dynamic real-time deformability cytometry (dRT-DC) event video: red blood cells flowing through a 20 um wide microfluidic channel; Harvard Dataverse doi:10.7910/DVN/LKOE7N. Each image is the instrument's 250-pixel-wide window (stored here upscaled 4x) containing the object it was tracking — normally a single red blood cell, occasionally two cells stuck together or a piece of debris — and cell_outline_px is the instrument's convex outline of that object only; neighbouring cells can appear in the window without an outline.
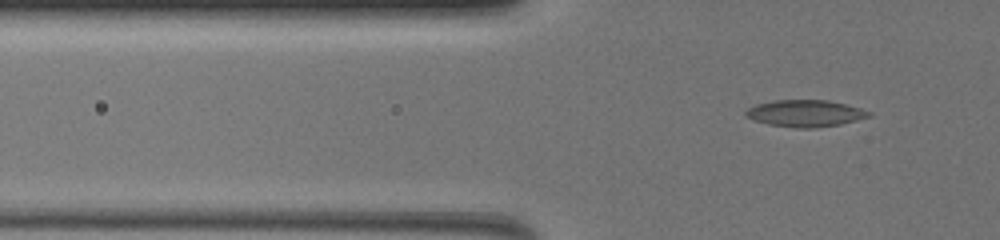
{"species": "common noctule bat (a hibernating species)", "species_latin": "Nyctalus noctula", "temperature_condition": "warm", "stored_images_in_passage": 46, "camera_frame_rate_fps": 3000, "um_per_image_px": 0.085, "animal": {"sex": "female", "body_mass_g": 19.5, "forearm_length_mm": 54.1}, "frame": {"image": 1, "passage_image": 7, "time_ms": 2.0, "image_size_px": [1000, 240], "cell_outline_px": [[872, 116], [840, 124], [812, 128], [796, 128], [768, 124], [752, 120], [744, 116], [744, 112], [748, 108], [756, 104], [776, 100], [828, 100], [860, 108], [872, 112]], "centroid_in_image_um": [68.42, 9.63], "position_along_channel_um": 57.4, "area_um2": 19.25}}
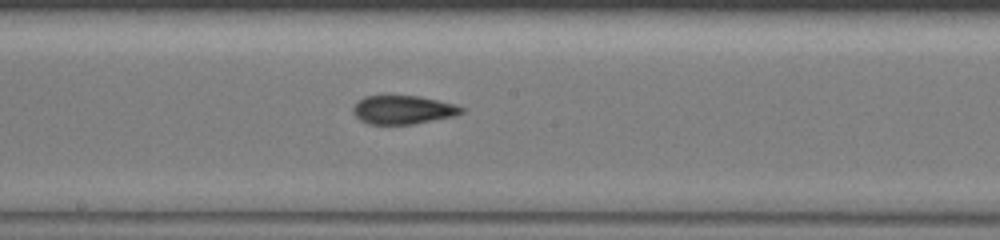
{"frame": {"image": 2, "passage_image": 23, "time_ms": 7.333, "image_size_px": [1000, 240], "cell_outline_px": [[464, 112], [456, 116], [416, 124], [368, 124], [360, 120], [352, 112], [352, 108], [364, 96], [416, 96], [436, 100], [452, 104], [464, 108]], "centroid_in_image_um": [34.26, 9.35], "position_along_channel_um": 213.9, "area_um2": 17.98}}
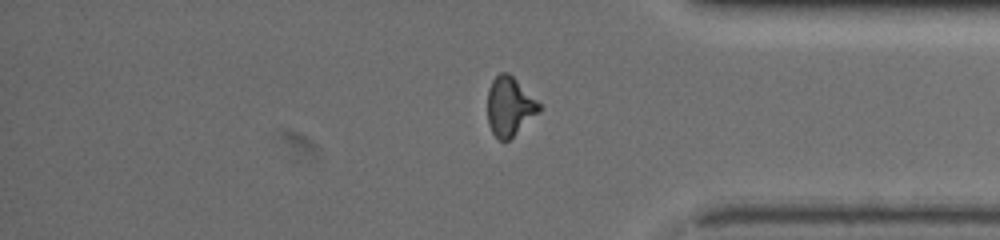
{"frame": {"image": 3, "passage_image": 40, "time_ms": 13.0, "image_size_px": [1000, 240], "cell_outline_px": [[540, 112], [508, 140], [500, 140], [492, 132], [488, 124], [488, 88], [492, 80], [500, 72], [508, 72], [540, 104]], "centroid_in_image_um": [43.3, 9.04], "position_along_channel_um": 391.9, "area_um2": 17.46}}